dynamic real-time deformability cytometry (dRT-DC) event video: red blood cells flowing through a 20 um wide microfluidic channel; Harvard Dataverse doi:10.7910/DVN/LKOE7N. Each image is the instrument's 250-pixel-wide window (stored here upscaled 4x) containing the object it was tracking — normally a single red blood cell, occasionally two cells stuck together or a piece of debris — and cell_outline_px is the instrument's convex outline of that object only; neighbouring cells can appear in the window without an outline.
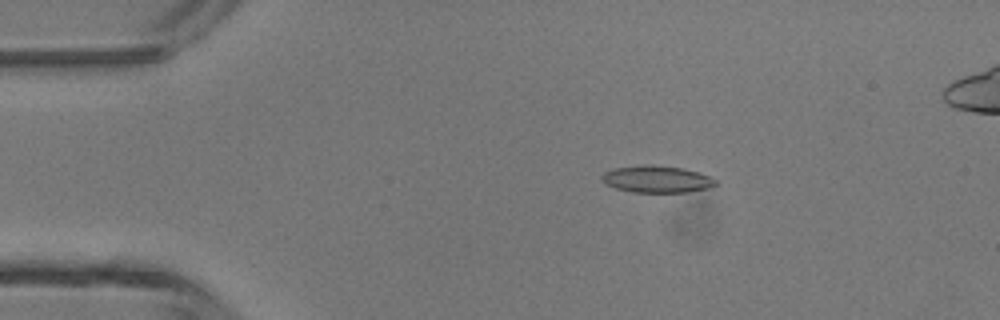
{"species": "common noctule bat (a hibernating species)", "species_latin": "Nyctalus noctula", "temperature_condition": "room temperature", "stored_images_in_passage": 41, "camera_frame_rate_fps": 3000, "um_per_image_px": 0.085, "animal": {"sex": "male", "body_mass_g": 13.3}, "frame": {"image": 1, "passage_image": 1, "time_ms": 0.0, "image_size_px": [1000, 320], "cell_outline_px": [[720, 184], [708, 188], [688, 192], [632, 192], [616, 188], [600, 180], [600, 176], [604, 172], [616, 168], [684, 168], [700, 172], [716, 180]], "centroid_in_image_um": [55.9, 15.29], "position_along_channel_um": 29.1, "area_um2": 16.94}}
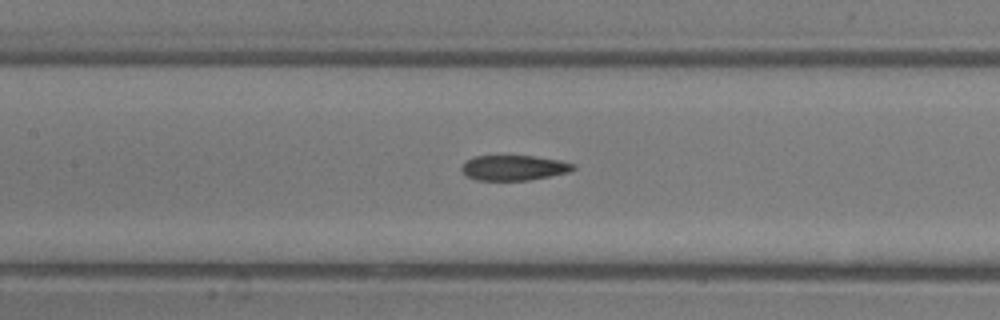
{"frame": {"image": 2, "passage_image": 14, "time_ms": 4.333, "image_size_px": [1000, 320], "cell_outline_px": [[576, 168], [568, 172], [528, 180], [476, 180], [464, 176], [460, 168], [464, 160], [472, 156], [532, 156], [560, 160], [576, 164]], "centroid_in_image_um": [43.61, 14.25], "position_along_channel_um": 163.8, "area_um2": 16.53}}
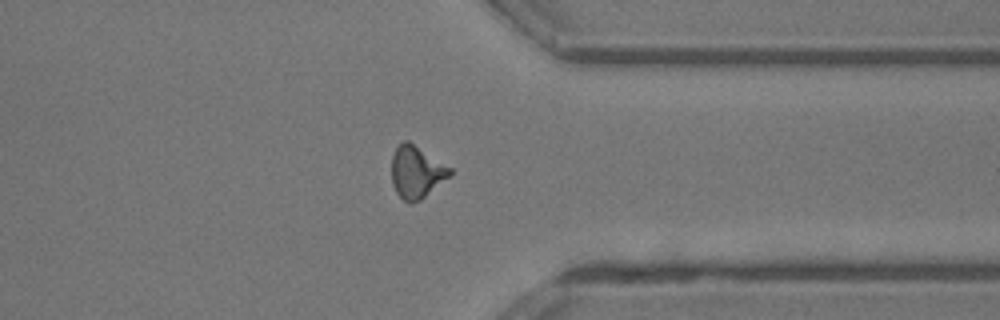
{"frame": {"image": 3, "passage_image": 29, "time_ms": 9.333, "image_size_px": [1000, 320], "cell_outline_px": [[452, 176], [420, 200], [412, 204], [408, 204], [396, 192], [392, 184], [392, 156], [396, 148], [404, 140], [408, 140], [452, 168]], "centroid_in_image_um": [35.42, 14.64], "position_along_channel_um": 376.0, "area_um2": 17.92}, "authors_computed_cell_mechanics": {"area_um2": 17.051, "velocity_mm_per_s": 4.3571, "shape_relaxation_time_tau1_ms": 6.2408, "shape_relaxation_time_tau2_ms": 3.1144, "deformation_change_tau1": 0.2028, "deformation_change_tau2": 0.1133}}